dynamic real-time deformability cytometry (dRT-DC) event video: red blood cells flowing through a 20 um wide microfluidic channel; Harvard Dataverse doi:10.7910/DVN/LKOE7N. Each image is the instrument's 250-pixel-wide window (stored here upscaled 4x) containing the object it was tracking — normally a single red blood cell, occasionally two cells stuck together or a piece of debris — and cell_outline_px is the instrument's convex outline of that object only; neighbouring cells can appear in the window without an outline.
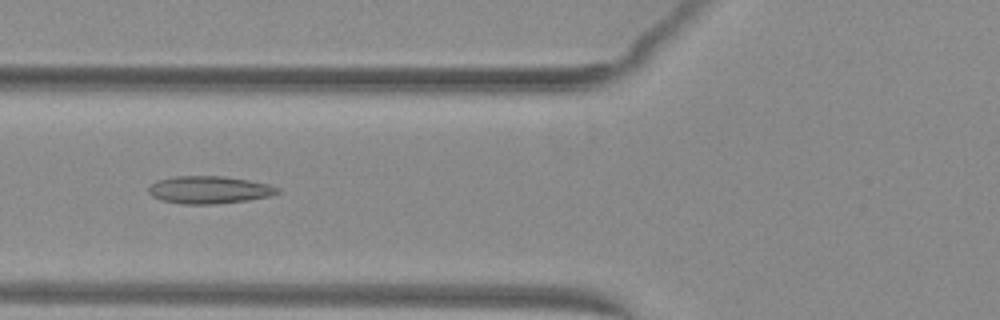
{"species": "common noctule bat (a hibernating species)", "species_latin": "Nyctalus noctula", "temperature_condition": "warm", "stored_images_in_passage": 52, "camera_frame_rate_fps": 3000, "um_per_image_px": 0.085, "animal": {"sex": "female", "body_mass_g": 29.2, "forearm_length_mm": 56.3}, "frame": {"image": 1, "passage_image": 21, "time_ms": 6.667, "image_size_px": [1000, 320], "cell_outline_px": [[280, 192], [272, 196], [248, 200], [216, 204], [180, 204], [160, 200], [152, 196], [148, 192], [148, 188], [156, 180], [176, 176], [224, 176], [248, 180], [268, 184], [280, 188]], "centroid_in_image_um": [17.78, 16.14], "position_along_channel_um": 108.0, "area_um2": 20.87}}
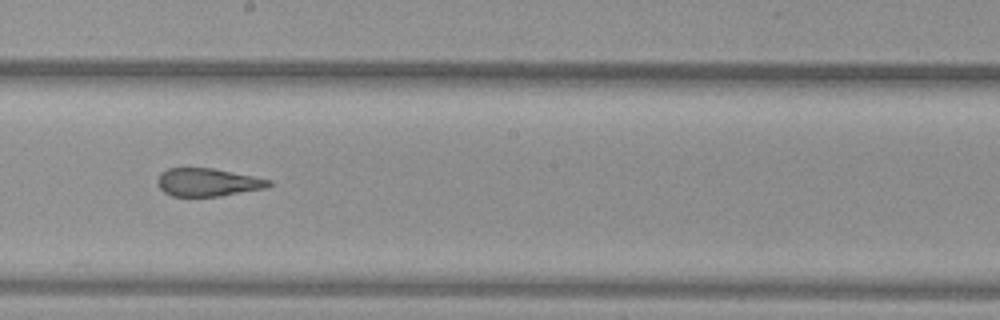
{"frame": {"image": 2, "passage_image": 30, "time_ms": 9.667, "image_size_px": [1000, 320], "cell_outline_px": [[272, 184], [268, 188], [220, 196], [172, 196], [164, 192], [156, 184], [156, 180], [160, 172], [168, 168], [212, 168], [272, 180]], "centroid_in_image_um": [17.64, 15.5], "position_along_channel_um": 230.6, "area_um2": 18.26}}
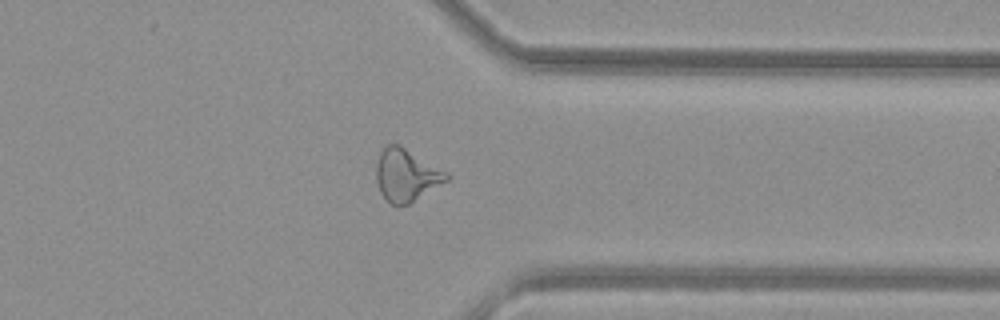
{"frame": {"image": 3, "passage_image": 41, "time_ms": 13.333, "image_size_px": [1000, 320], "cell_outline_px": [[452, 176], [448, 180], [408, 204], [396, 208], [380, 192], [376, 180], [376, 160], [380, 152], [388, 144], [400, 144], [448, 172]], "centroid_in_image_um": [34.53, 14.88], "position_along_channel_um": 376.9, "area_um2": 21.62}, "authors_computed_cell_mechanics": {"area_um2": 21.675, "velocity_mm_per_s": 4.0828, "shape_relaxation_time_tau1_ms": null, "shape_relaxation_time_tau2_ms": 1.4862, "deformation_change_tau1": null, "deformation_change_tau2": 0.1183}}